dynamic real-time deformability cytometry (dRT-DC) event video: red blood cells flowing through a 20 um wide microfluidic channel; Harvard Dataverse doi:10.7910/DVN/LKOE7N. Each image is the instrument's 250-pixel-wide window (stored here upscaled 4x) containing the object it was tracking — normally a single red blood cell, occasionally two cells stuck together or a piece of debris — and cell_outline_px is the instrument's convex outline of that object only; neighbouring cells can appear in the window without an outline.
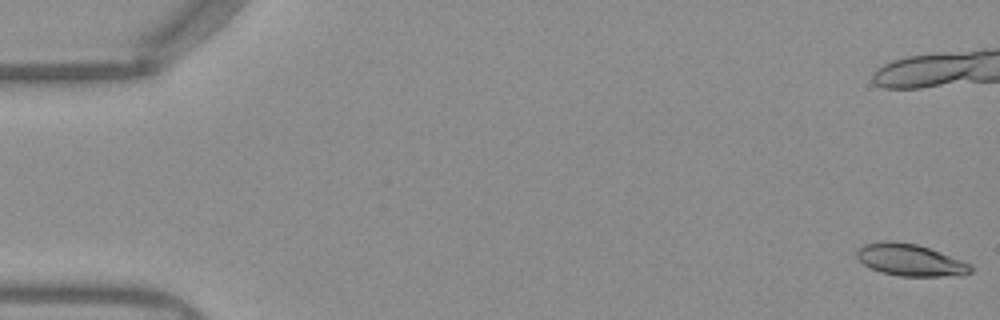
{"species": "Egyptian fruit bat (a non-hibernating species)", "species_latin": "Rousettus aegyptiacus", "temperature_condition": "warm", "stored_images_in_passage": 53, "camera_frame_rate_fps": 3000, "um_per_image_px": 0.085, "frame": {"image": 1, "passage_image": 1, "time_ms": 0.0, "image_size_px": [1000, 320], "cell_outline_px": [[972, 272], [964, 276], [900, 276], [880, 272], [864, 264], [856, 256], [856, 252], [864, 244], [884, 240], [892, 240], [916, 244], [940, 252], [972, 264]], "centroid_in_image_um": [77.4, 22.1], "position_along_channel_um": 7.6, "area_um2": 21.27}, "authors_computed_cell_mechanics": {"area_um2": 21.9062, "velocity_mm_per_s": 3.9488, "shape_relaxation_time_tau1_ms": null, "shape_relaxation_time_tau2_ms": 1.6699, "deformation_change_tau1": null, "deformation_change_tau2": 0.0753}}